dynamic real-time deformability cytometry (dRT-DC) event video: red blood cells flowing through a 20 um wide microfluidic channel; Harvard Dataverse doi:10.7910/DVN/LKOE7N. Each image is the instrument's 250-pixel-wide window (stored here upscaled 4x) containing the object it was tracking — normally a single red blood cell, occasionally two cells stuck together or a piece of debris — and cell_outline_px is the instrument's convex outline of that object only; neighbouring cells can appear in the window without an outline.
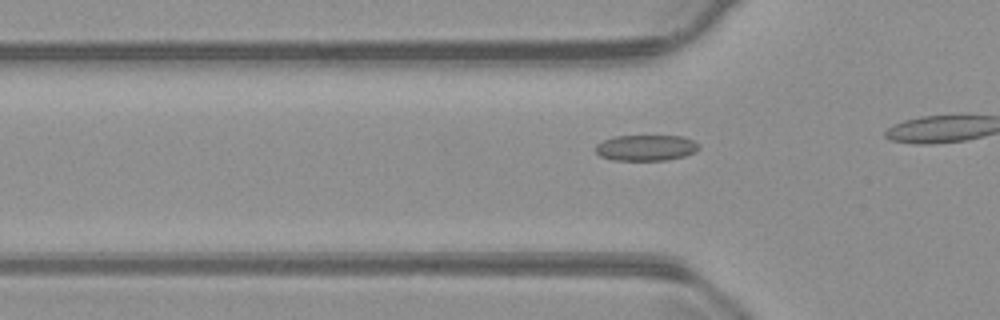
{"species": "common noctule bat (a hibernating species)", "species_latin": "Nyctalus noctula", "temperature_condition": "warm", "stored_images_in_passage": 19, "camera_frame_rate_fps": 3000, "um_per_image_px": 0.085, "animal": {"sex": "male", "body_mass_g": 23.1, "forearm_length_mm": 52.7}, "frame": {"image": 1, "passage_image": 14, "time_ms": 4.333, "image_size_px": [1000, 320], "cell_outline_px": [[700, 148], [696, 152], [684, 156], [668, 160], [612, 160], [600, 156], [596, 152], [596, 144], [604, 140], [616, 136], [684, 136], [700, 144]], "centroid_in_image_um": [54.94, 12.56], "position_along_channel_um": 70.9, "area_um2": 15.66}}